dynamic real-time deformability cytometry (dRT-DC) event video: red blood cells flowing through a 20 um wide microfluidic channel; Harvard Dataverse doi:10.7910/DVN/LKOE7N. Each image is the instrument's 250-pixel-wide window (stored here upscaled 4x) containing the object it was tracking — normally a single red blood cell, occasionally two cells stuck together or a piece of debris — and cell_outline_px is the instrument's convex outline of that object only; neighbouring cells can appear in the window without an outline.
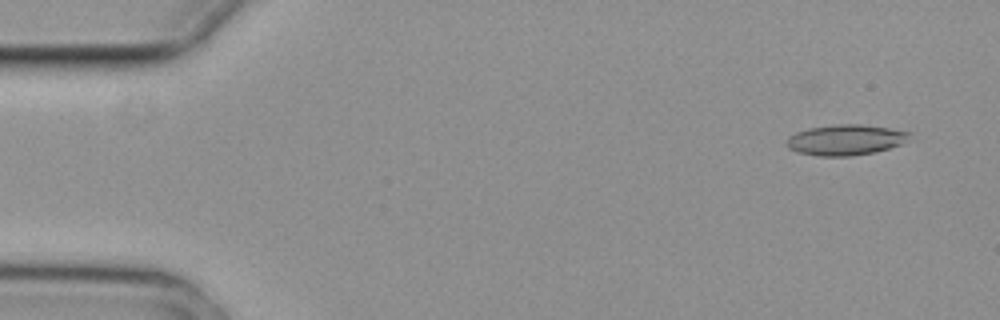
{"species": "common noctule bat (a hibernating species)", "species_latin": "Nyctalus noctula", "temperature_condition": "cold", "stored_images_in_passage": 5, "camera_frame_rate_fps": 3000, "um_per_image_px": 0.085, "animal": {"sex": "female", "body_mass_g": 29.2, "forearm_length_mm": 56.3}, "frame": {"image": 1, "passage_image": 1, "time_ms": 0.0, "image_size_px": [1000, 320], "cell_outline_px": [[912, 132], [900, 144], [888, 148], [872, 152], [852, 156], [816, 156], [796, 152], [788, 148], [788, 136], [796, 132], [808, 128], [836, 124], [860, 124], [888, 128]], "centroid_in_image_um": [71.81, 11.89], "position_along_channel_um": 13.2, "area_um2": 21.68}}
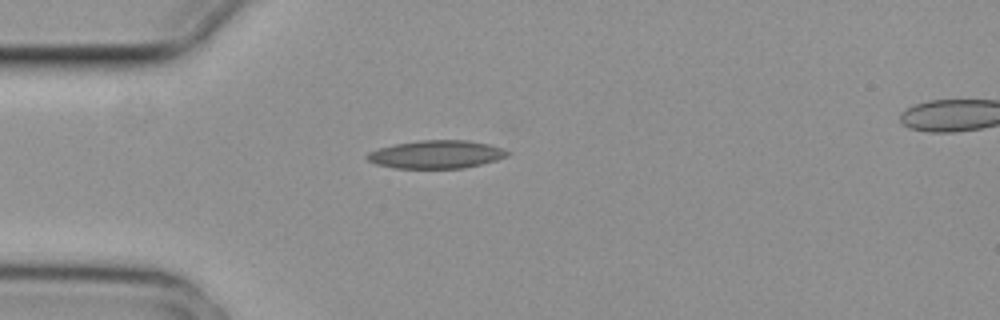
{"frame": {"image": 2, "passage_image": 4, "time_ms": 1.0, "image_size_px": [1000, 320], "cell_outline_px": [[508, 156], [496, 160], [464, 168], [392, 168], [376, 164], [368, 160], [364, 156], [368, 152], [380, 148], [396, 144], [420, 140], [468, 140], [488, 144], [500, 148], [508, 152]], "centroid_in_image_um": [37.05, 13.13], "position_along_channel_um": 48.0, "area_um2": 22.77}}